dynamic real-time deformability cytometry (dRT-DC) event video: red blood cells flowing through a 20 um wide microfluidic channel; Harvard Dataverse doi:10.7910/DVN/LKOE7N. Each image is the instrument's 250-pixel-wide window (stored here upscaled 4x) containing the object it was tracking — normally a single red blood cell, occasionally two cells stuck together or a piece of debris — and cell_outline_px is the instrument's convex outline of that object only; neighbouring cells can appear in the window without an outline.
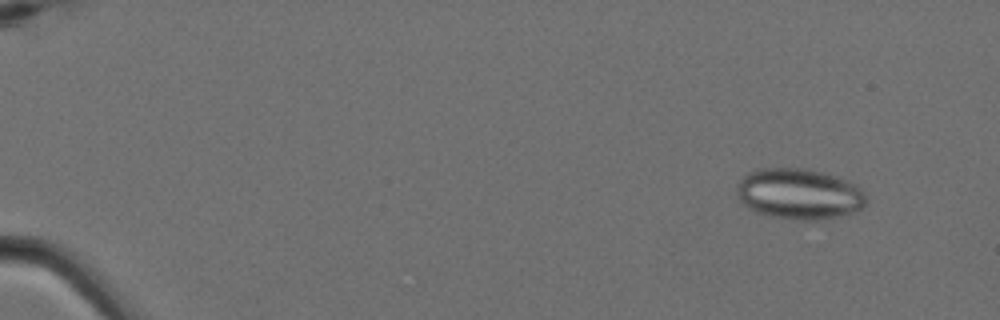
{"species": "Egyptian fruit bat (a non-hibernating species)", "species_latin": "Rousettus aegyptiacus", "temperature_condition": "cold", "stored_images_in_passage": 6, "camera_frame_rate_fps": 3000, "um_per_image_px": 0.085, "animal": {"sex": "female"}, "frame": {"image": 1, "passage_image": 2, "time_ms": 0.333, "image_size_px": [1000, 320], "cell_outline_px": [[868, 200], [860, 208], [840, 216], [820, 220], [796, 220], [768, 216], [756, 212], [744, 204], [736, 196], [736, 184], [748, 172], [760, 168], [804, 168], [824, 172], [840, 176], [856, 184], [868, 196]], "centroid_in_image_um": [67.93, 16.47], "position_along_channel_um": 17.1, "area_um2": 38.78}}